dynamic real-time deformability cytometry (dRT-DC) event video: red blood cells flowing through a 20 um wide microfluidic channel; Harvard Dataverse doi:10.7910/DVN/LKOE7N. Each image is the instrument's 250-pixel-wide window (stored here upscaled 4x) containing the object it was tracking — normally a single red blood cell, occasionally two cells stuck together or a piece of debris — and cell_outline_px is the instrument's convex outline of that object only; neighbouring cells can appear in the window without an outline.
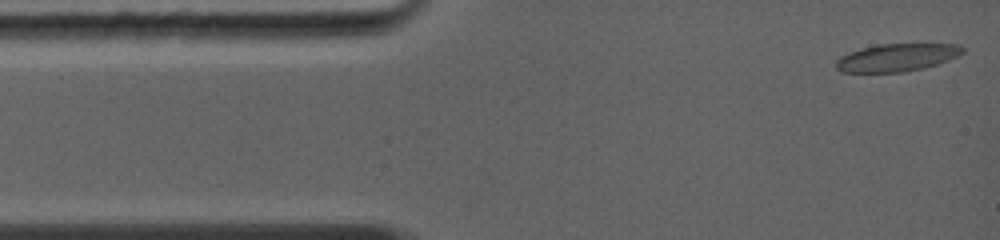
{"species": "common noctule bat (a hibernating species)", "species_latin": "Nyctalus noctula", "temperature_condition": "warm", "stored_images_in_passage": 5, "camera_frame_rate_fps": 5000, "um_per_image_px": 0.085, "animal": {"sex": "female", "body_mass_g": 19.0, "forearm_length_mm": 56.7}, "frame": {"image": 1, "passage_image": 1, "time_ms": 0.0, "image_size_px": [1000, 240], "cell_outline_px": [[964, 52], [948, 60], [924, 68], [904, 72], [840, 72], [836, 68], [836, 60], [840, 56], [848, 52], [860, 48], [880, 44], [960, 44], [964, 48]], "centroid_in_image_um": [76.21, 4.89], "position_along_channel_um": 8.8, "area_um2": 20.46}}
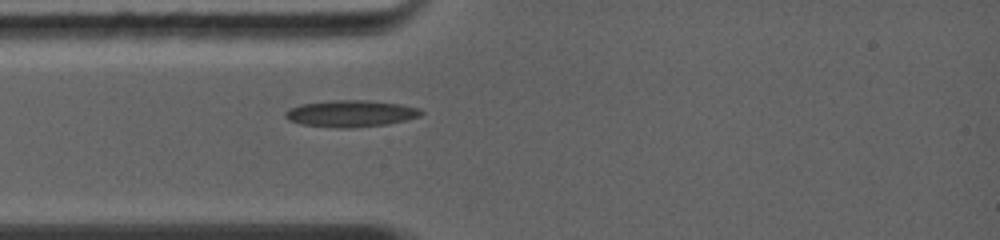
{"frame": {"image": 2, "passage_image": 4, "time_ms": 2.6, "image_size_px": [1000, 240], "cell_outline_px": [[424, 112], [420, 116], [404, 120], [384, 124], [348, 128], [340, 128], [300, 124], [288, 120], [284, 116], [284, 112], [288, 108], [300, 104], [332, 100], [368, 100], [400, 104], [420, 108]], "centroid_in_image_um": [29.77, 9.64], "position_along_channel_um": 55.2, "area_um2": 21.1}}
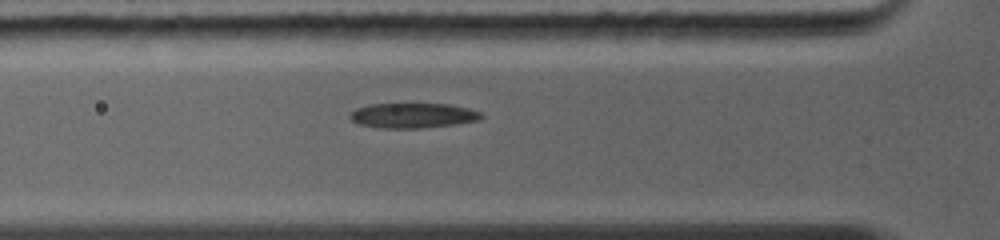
{"frame": {"image": 3, "passage_image": 5, "time_ms": 3.4, "image_size_px": [1000, 240], "cell_outline_px": [[484, 116], [480, 120], [452, 124], [420, 128], [380, 128], [356, 124], [348, 116], [356, 108], [368, 104], [448, 104], [468, 108], [480, 112]], "centroid_in_image_um": [35.05, 9.82], "position_along_channel_um": 90.7, "area_um2": 19.07}}